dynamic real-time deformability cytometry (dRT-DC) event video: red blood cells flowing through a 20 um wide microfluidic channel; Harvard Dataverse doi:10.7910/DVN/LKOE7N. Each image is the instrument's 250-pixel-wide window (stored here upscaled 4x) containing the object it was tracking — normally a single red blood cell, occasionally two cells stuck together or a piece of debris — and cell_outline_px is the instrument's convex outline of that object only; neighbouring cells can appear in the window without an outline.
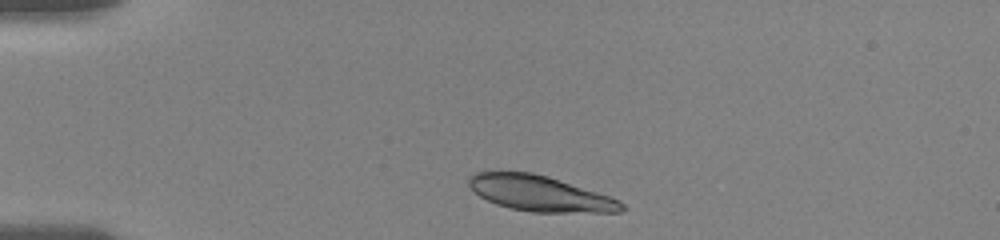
{"species": "human", "species_latin": "Homo sapiens", "temperature_condition": "room temperature", "stored_images_in_passage": 9, "camera_frame_rate_fps": 3000, "um_per_image_px": 0.085, "donor": {"sex": "female"}, "frame": {"image": 1, "passage_image": 1, "time_ms": 0.0, "image_size_px": [1000, 240], "cell_outline_px": [[624, 208], [620, 212], [532, 212], [512, 208], [496, 204], [480, 196], [468, 184], [468, 176], [476, 172], [532, 172], [548, 176], [620, 200], [624, 204]], "centroid_in_image_um": [45.88, 16.44], "position_along_channel_um": 39.1, "area_um2": 31.21}}
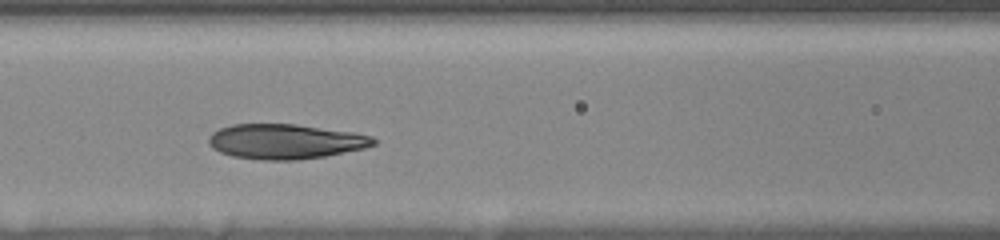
{"frame": {"image": 2, "passage_image": 6, "time_ms": 4.0, "image_size_px": [1000, 240], "cell_outline_px": [[376, 144], [364, 148], [324, 156], [296, 160], [260, 160], [232, 156], [220, 152], [212, 148], [208, 144], [208, 136], [212, 132], [220, 128], [232, 124], [296, 124], [356, 132], [372, 136], [376, 140]], "centroid_in_image_um": [24.24, 12.02], "position_along_channel_um": 142.4, "area_um2": 33.76}}
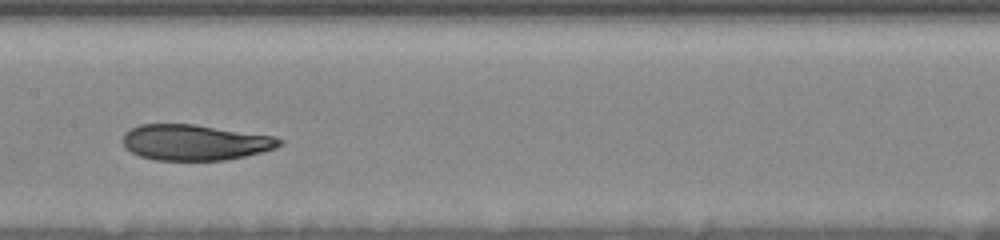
{"frame": {"image": 3, "passage_image": 8, "time_ms": 5.333, "image_size_px": [1000, 240], "cell_outline_px": [[284, 144], [276, 148], [244, 156], [224, 160], [156, 160], [140, 156], [124, 148], [124, 132], [140, 124], [196, 124], [276, 136], [284, 140]], "centroid_in_image_um": [16.61, 12.09], "position_along_channel_um": 190.8, "area_um2": 32.77}}